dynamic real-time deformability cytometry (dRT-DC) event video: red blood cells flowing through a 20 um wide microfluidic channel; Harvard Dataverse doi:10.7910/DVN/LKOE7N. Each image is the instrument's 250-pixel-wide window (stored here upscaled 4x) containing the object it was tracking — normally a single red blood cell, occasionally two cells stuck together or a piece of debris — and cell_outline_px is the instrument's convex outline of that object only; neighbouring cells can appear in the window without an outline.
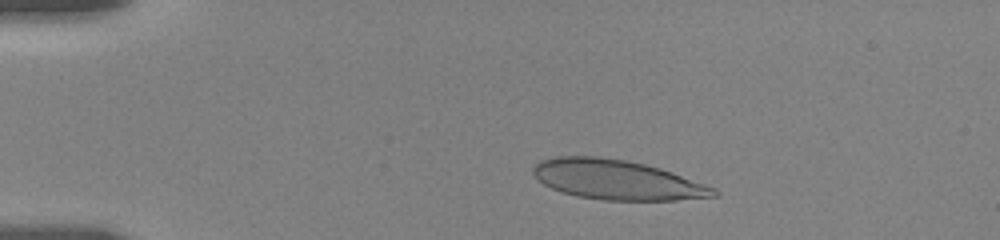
{"species": "human", "species_latin": "Homo sapiens", "temperature_condition": "room temperature", "stored_images_in_passage": 27, "camera_frame_rate_fps": 3000, "um_per_image_px": 0.085, "donor": {"sex": "female"}, "frame": {"image": 1, "passage_image": 6, "time_ms": 2.333, "image_size_px": [1000, 240], "cell_outline_px": [[720, 196], [676, 200], [604, 200], [576, 196], [560, 192], [544, 184], [532, 172], [532, 168], [540, 160], [556, 156], [600, 156], [624, 160], [644, 164], [660, 168], [672, 172], [716, 188], [720, 192]], "centroid_in_image_um": [52.46, 15.28], "position_along_channel_um": 32.5, "area_um2": 41.85}}
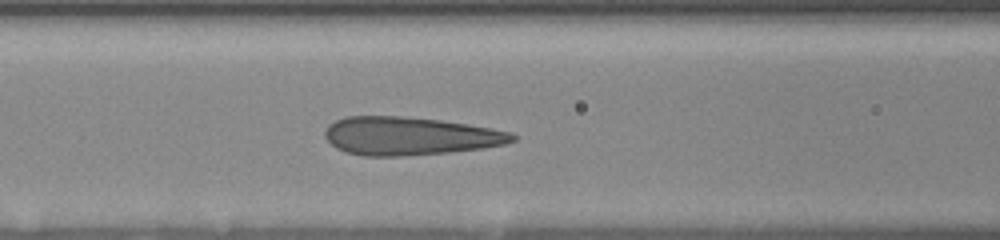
{"frame": {"image": 2, "passage_image": 14, "time_ms": 6.667, "image_size_px": [1000, 240], "cell_outline_px": [[516, 140], [504, 144], [480, 148], [448, 152], [404, 156], [364, 156], [344, 152], [336, 148], [324, 136], [324, 132], [328, 124], [344, 116], [400, 116], [440, 120], [468, 124], [508, 132], [516, 136]], "centroid_in_image_um": [34.75, 11.56], "position_along_channel_um": 131.8, "area_um2": 41.56}}
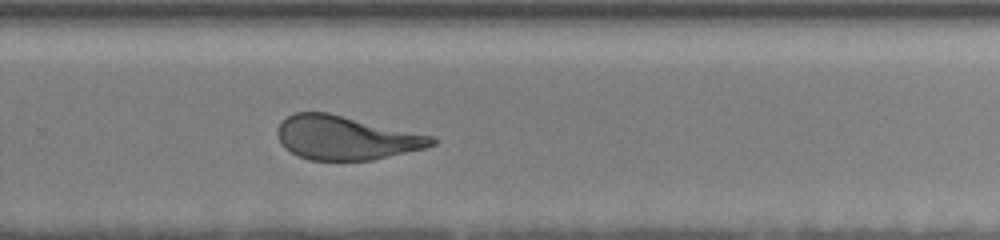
{"frame": {"image": 3, "passage_image": 27, "time_ms": 11.333, "image_size_px": [1000, 240], "cell_outline_px": [[436, 144], [424, 148], [372, 160], [308, 160], [284, 148], [276, 132], [280, 124], [288, 116], [296, 112], [328, 112], [432, 136], [436, 140]], "centroid_in_image_um": [29.38, 11.71], "position_along_channel_um": 300.4, "area_um2": 39.02}}